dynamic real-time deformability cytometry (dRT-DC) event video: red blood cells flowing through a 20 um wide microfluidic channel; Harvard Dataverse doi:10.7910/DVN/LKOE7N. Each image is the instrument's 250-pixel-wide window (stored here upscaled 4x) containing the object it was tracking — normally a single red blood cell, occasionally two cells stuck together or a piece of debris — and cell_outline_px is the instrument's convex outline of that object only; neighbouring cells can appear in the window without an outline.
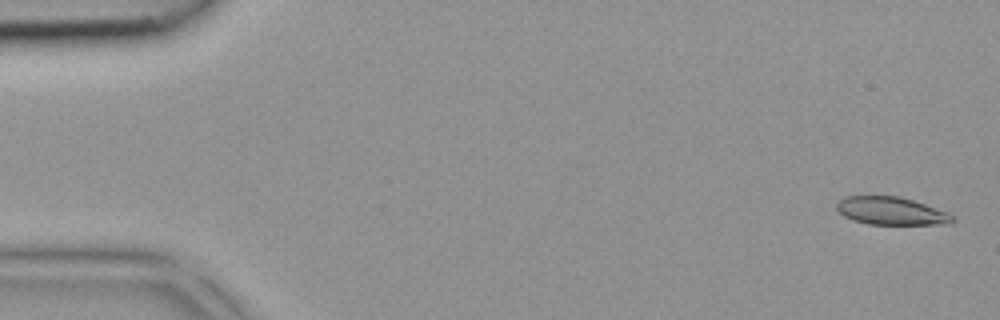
{"species": "common noctule bat (a hibernating species)", "species_latin": "Nyctalus noctula", "temperature_condition": "room temperature", "stored_images_in_passage": 40, "camera_frame_rate_fps": 3000, "um_per_image_px": 0.085, "animal": {"sex": "female", "body_mass_g": 18.4}, "frame": {"image": 1, "passage_image": 1, "time_ms": 0.0, "image_size_px": [1000, 320], "cell_outline_px": [[956, 220], [952, 224], [868, 224], [852, 220], [844, 216], [836, 208], [836, 204], [844, 196], [900, 196], [948, 212], [956, 216]], "centroid_in_image_um": [75.78, 17.94], "position_along_channel_um": 9.2, "area_um2": 18.9}}
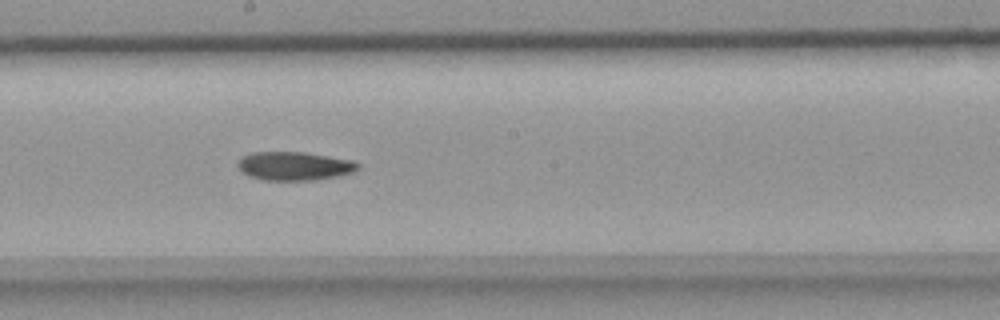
{"frame": {"image": 2, "passage_image": 22, "time_ms": 7.0, "image_size_px": [1000, 320], "cell_outline_px": [[360, 168], [352, 172], [336, 176], [316, 180], [264, 180], [248, 176], [236, 164], [244, 156], [252, 152], [304, 152], [352, 160], [360, 164]], "centroid_in_image_um": [25.04, 14.11], "position_along_channel_um": 223.2, "area_um2": 19.88}}
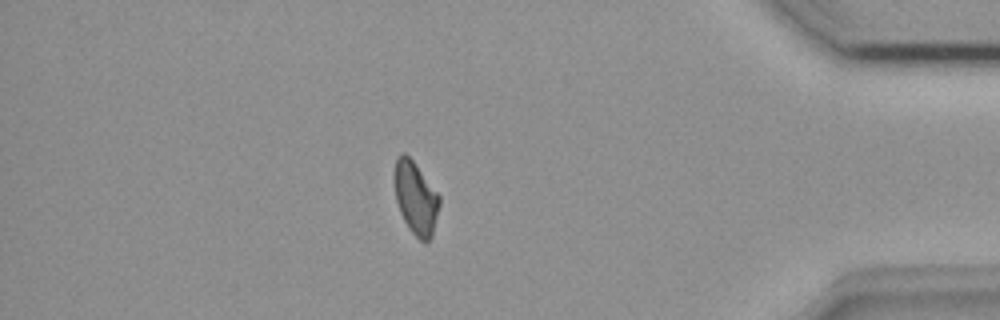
{"frame": {"image": 3, "passage_image": 35, "time_ms": 11.333, "image_size_px": [1000, 320], "cell_outline_px": [[440, 204], [432, 236], [424, 244], [408, 228], [400, 212], [396, 200], [392, 180], [396, 156], [400, 152], [404, 152], [412, 160], [440, 196]], "centroid_in_image_um": [35.3, 16.81], "position_along_channel_um": 399.9, "area_um2": 19.31}}